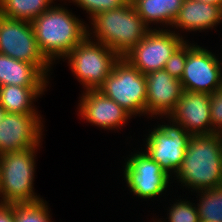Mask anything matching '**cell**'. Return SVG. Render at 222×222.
<instances>
[{"label":"cell","instance_id":"6da1fadb","mask_svg":"<svg viewBox=\"0 0 222 222\" xmlns=\"http://www.w3.org/2000/svg\"><path fill=\"white\" fill-rule=\"evenodd\" d=\"M175 176L196 192L222 186V135L191 136Z\"/></svg>","mask_w":222,"mask_h":222},{"label":"cell","instance_id":"5bb4252c","mask_svg":"<svg viewBox=\"0 0 222 222\" xmlns=\"http://www.w3.org/2000/svg\"><path fill=\"white\" fill-rule=\"evenodd\" d=\"M147 101L146 114L166 116L174 110L183 92L180 80L164 69L145 74Z\"/></svg>","mask_w":222,"mask_h":222},{"label":"cell","instance_id":"4316f807","mask_svg":"<svg viewBox=\"0 0 222 222\" xmlns=\"http://www.w3.org/2000/svg\"><path fill=\"white\" fill-rule=\"evenodd\" d=\"M0 222H15L14 204L0 203Z\"/></svg>","mask_w":222,"mask_h":222},{"label":"cell","instance_id":"3957f363","mask_svg":"<svg viewBox=\"0 0 222 222\" xmlns=\"http://www.w3.org/2000/svg\"><path fill=\"white\" fill-rule=\"evenodd\" d=\"M91 20L93 32L88 27L87 36L93 37L91 34H94L92 40L103 43L120 57L126 55L152 29L144 24L130 0L119 8L96 14Z\"/></svg>","mask_w":222,"mask_h":222},{"label":"cell","instance_id":"7a4b0ae2","mask_svg":"<svg viewBox=\"0 0 222 222\" xmlns=\"http://www.w3.org/2000/svg\"><path fill=\"white\" fill-rule=\"evenodd\" d=\"M31 24L41 53L52 65L56 59L63 60L87 36L88 26L63 6L52 4Z\"/></svg>","mask_w":222,"mask_h":222},{"label":"cell","instance_id":"ffe728a7","mask_svg":"<svg viewBox=\"0 0 222 222\" xmlns=\"http://www.w3.org/2000/svg\"><path fill=\"white\" fill-rule=\"evenodd\" d=\"M55 1V0H54ZM53 0H0V14L17 20L32 22L50 8Z\"/></svg>","mask_w":222,"mask_h":222},{"label":"cell","instance_id":"52a82bcc","mask_svg":"<svg viewBox=\"0 0 222 222\" xmlns=\"http://www.w3.org/2000/svg\"><path fill=\"white\" fill-rule=\"evenodd\" d=\"M0 54L37 65L47 76L51 63L41 53L31 22L0 14Z\"/></svg>","mask_w":222,"mask_h":222},{"label":"cell","instance_id":"603a6c76","mask_svg":"<svg viewBox=\"0 0 222 222\" xmlns=\"http://www.w3.org/2000/svg\"><path fill=\"white\" fill-rule=\"evenodd\" d=\"M195 203H191L190 201H181L178 200L174 204H172L169 213L167 214L169 222H200L199 214ZM156 222V221H155ZM162 222V221H157ZM164 222V220H163Z\"/></svg>","mask_w":222,"mask_h":222},{"label":"cell","instance_id":"30bf717a","mask_svg":"<svg viewBox=\"0 0 222 222\" xmlns=\"http://www.w3.org/2000/svg\"><path fill=\"white\" fill-rule=\"evenodd\" d=\"M199 45L188 44L182 88L189 92L213 94L222 86V61Z\"/></svg>","mask_w":222,"mask_h":222},{"label":"cell","instance_id":"8fae6325","mask_svg":"<svg viewBox=\"0 0 222 222\" xmlns=\"http://www.w3.org/2000/svg\"><path fill=\"white\" fill-rule=\"evenodd\" d=\"M160 165L144 152H137L126 160L124 179L131 192L143 199L160 196L170 181Z\"/></svg>","mask_w":222,"mask_h":222},{"label":"cell","instance_id":"83f0119b","mask_svg":"<svg viewBox=\"0 0 222 222\" xmlns=\"http://www.w3.org/2000/svg\"><path fill=\"white\" fill-rule=\"evenodd\" d=\"M195 1L217 5L222 8V0H195Z\"/></svg>","mask_w":222,"mask_h":222},{"label":"cell","instance_id":"f1b7e54d","mask_svg":"<svg viewBox=\"0 0 222 222\" xmlns=\"http://www.w3.org/2000/svg\"><path fill=\"white\" fill-rule=\"evenodd\" d=\"M5 113H6L5 109L0 104V122L2 121Z\"/></svg>","mask_w":222,"mask_h":222},{"label":"cell","instance_id":"8992f818","mask_svg":"<svg viewBox=\"0 0 222 222\" xmlns=\"http://www.w3.org/2000/svg\"><path fill=\"white\" fill-rule=\"evenodd\" d=\"M114 100L131 116L146 114L147 88L145 75L132 66L125 58L115 63L110 75L98 89Z\"/></svg>","mask_w":222,"mask_h":222},{"label":"cell","instance_id":"cb8c5ba5","mask_svg":"<svg viewBox=\"0 0 222 222\" xmlns=\"http://www.w3.org/2000/svg\"><path fill=\"white\" fill-rule=\"evenodd\" d=\"M188 54V43L184 41L167 60L164 70L172 77L180 80L184 73V67Z\"/></svg>","mask_w":222,"mask_h":222},{"label":"cell","instance_id":"277c9868","mask_svg":"<svg viewBox=\"0 0 222 222\" xmlns=\"http://www.w3.org/2000/svg\"><path fill=\"white\" fill-rule=\"evenodd\" d=\"M38 147L0 155V203L23 204L43 200L34 192Z\"/></svg>","mask_w":222,"mask_h":222},{"label":"cell","instance_id":"9c48e42d","mask_svg":"<svg viewBox=\"0 0 222 222\" xmlns=\"http://www.w3.org/2000/svg\"><path fill=\"white\" fill-rule=\"evenodd\" d=\"M169 120V125L159 124L149 132L145 139L147 143L144 151L172 177L171 174L177 172L185 157L191 135L180 124Z\"/></svg>","mask_w":222,"mask_h":222},{"label":"cell","instance_id":"4fadbf2b","mask_svg":"<svg viewBox=\"0 0 222 222\" xmlns=\"http://www.w3.org/2000/svg\"><path fill=\"white\" fill-rule=\"evenodd\" d=\"M209 102L208 93L183 90L177 106L166 118L180 124L191 136L212 135Z\"/></svg>","mask_w":222,"mask_h":222},{"label":"cell","instance_id":"d6986e66","mask_svg":"<svg viewBox=\"0 0 222 222\" xmlns=\"http://www.w3.org/2000/svg\"><path fill=\"white\" fill-rule=\"evenodd\" d=\"M149 28V23H159L167 27L173 25L184 0H130ZM168 24V25H167Z\"/></svg>","mask_w":222,"mask_h":222},{"label":"cell","instance_id":"9a60e30c","mask_svg":"<svg viewBox=\"0 0 222 222\" xmlns=\"http://www.w3.org/2000/svg\"><path fill=\"white\" fill-rule=\"evenodd\" d=\"M78 106L81 118L103 129H119L131 118L125 109L99 90H85Z\"/></svg>","mask_w":222,"mask_h":222},{"label":"cell","instance_id":"7402d4cb","mask_svg":"<svg viewBox=\"0 0 222 222\" xmlns=\"http://www.w3.org/2000/svg\"><path fill=\"white\" fill-rule=\"evenodd\" d=\"M46 201L14 204L15 222H53Z\"/></svg>","mask_w":222,"mask_h":222},{"label":"cell","instance_id":"484cf974","mask_svg":"<svg viewBox=\"0 0 222 222\" xmlns=\"http://www.w3.org/2000/svg\"><path fill=\"white\" fill-rule=\"evenodd\" d=\"M210 118L212 121V134L222 135V86L210 94Z\"/></svg>","mask_w":222,"mask_h":222},{"label":"cell","instance_id":"ac0fdd59","mask_svg":"<svg viewBox=\"0 0 222 222\" xmlns=\"http://www.w3.org/2000/svg\"><path fill=\"white\" fill-rule=\"evenodd\" d=\"M46 87L0 86V104L7 113L38 114V111L33 108V101L44 93Z\"/></svg>","mask_w":222,"mask_h":222},{"label":"cell","instance_id":"ba28073f","mask_svg":"<svg viewBox=\"0 0 222 222\" xmlns=\"http://www.w3.org/2000/svg\"><path fill=\"white\" fill-rule=\"evenodd\" d=\"M184 37L168 29H150L143 39L123 56L142 74L162 70Z\"/></svg>","mask_w":222,"mask_h":222},{"label":"cell","instance_id":"7c38bea8","mask_svg":"<svg viewBox=\"0 0 222 222\" xmlns=\"http://www.w3.org/2000/svg\"><path fill=\"white\" fill-rule=\"evenodd\" d=\"M41 118L40 114L6 112L0 122V155L40 147Z\"/></svg>","mask_w":222,"mask_h":222},{"label":"cell","instance_id":"e0dca14e","mask_svg":"<svg viewBox=\"0 0 222 222\" xmlns=\"http://www.w3.org/2000/svg\"><path fill=\"white\" fill-rule=\"evenodd\" d=\"M48 78L37 65L0 54V86H48Z\"/></svg>","mask_w":222,"mask_h":222},{"label":"cell","instance_id":"d4e9b609","mask_svg":"<svg viewBox=\"0 0 222 222\" xmlns=\"http://www.w3.org/2000/svg\"><path fill=\"white\" fill-rule=\"evenodd\" d=\"M70 1V0H69ZM77 6H80L89 18H93L96 14L103 11L112 10L123 6L128 0H72Z\"/></svg>","mask_w":222,"mask_h":222},{"label":"cell","instance_id":"2e32d148","mask_svg":"<svg viewBox=\"0 0 222 222\" xmlns=\"http://www.w3.org/2000/svg\"><path fill=\"white\" fill-rule=\"evenodd\" d=\"M222 23V8L217 5L195 0H184L176 17L174 26L183 31H201L213 29Z\"/></svg>","mask_w":222,"mask_h":222},{"label":"cell","instance_id":"5b68a950","mask_svg":"<svg viewBox=\"0 0 222 222\" xmlns=\"http://www.w3.org/2000/svg\"><path fill=\"white\" fill-rule=\"evenodd\" d=\"M86 36L64 58L76 79L86 90H98L111 74L120 56L103 43L91 41Z\"/></svg>","mask_w":222,"mask_h":222},{"label":"cell","instance_id":"f546056e","mask_svg":"<svg viewBox=\"0 0 222 222\" xmlns=\"http://www.w3.org/2000/svg\"><path fill=\"white\" fill-rule=\"evenodd\" d=\"M200 222H216L214 220L210 221V220H207V221H200ZM218 222V221H217Z\"/></svg>","mask_w":222,"mask_h":222},{"label":"cell","instance_id":"44dd1931","mask_svg":"<svg viewBox=\"0 0 222 222\" xmlns=\"http://www.w3.org/2000/svg\"><path fill=\"white\" fill-rule=\"evenodd\" d=\"M200 196L197 210L200 221L222 222V186L197 192Z\"/></svg>","mask_w":222,"mask_h":222}]
</instances>
